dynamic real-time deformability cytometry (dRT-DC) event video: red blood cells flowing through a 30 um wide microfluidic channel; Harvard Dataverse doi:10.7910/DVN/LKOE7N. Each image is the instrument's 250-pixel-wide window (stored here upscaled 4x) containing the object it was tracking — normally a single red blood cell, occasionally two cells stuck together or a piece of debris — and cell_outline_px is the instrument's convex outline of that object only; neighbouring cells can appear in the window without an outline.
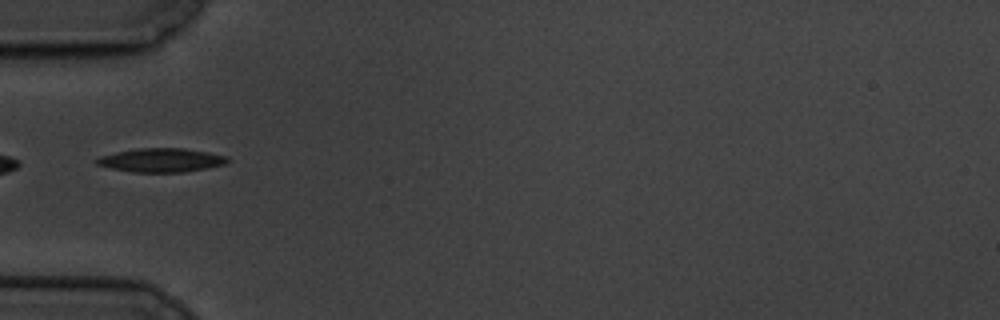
{"species": "common noctule bat (a hibernating species)", "species_latin": "Nyctalus noctula", "temperature_condition": "cold", "stored_images_in_passage": 7, "camera_frame_rate_fps": 3000, "um_per_image_px": 0.085, "animal": {"sex": "male", "body_mass_g": 19.5, "forearm_length_mm": 54.6}, "frame": {"image": 1, "passage_image": 2, "time_ms": 1.333, "image_size_px": [1000, 320], "cell_outline_px": [[228, 160], [224, 164], [208, 168], [184, 172], [132, 172], [112, 168], [96, 164], [92, 160], [100, 156], [116, 152], [140, 148], [184, 148], [208, 152], [228, 156]], "centroid_in_image_um": [13.69, 13.61], "position_along_channel_um": 71.3, "area_um2": 18.15}}
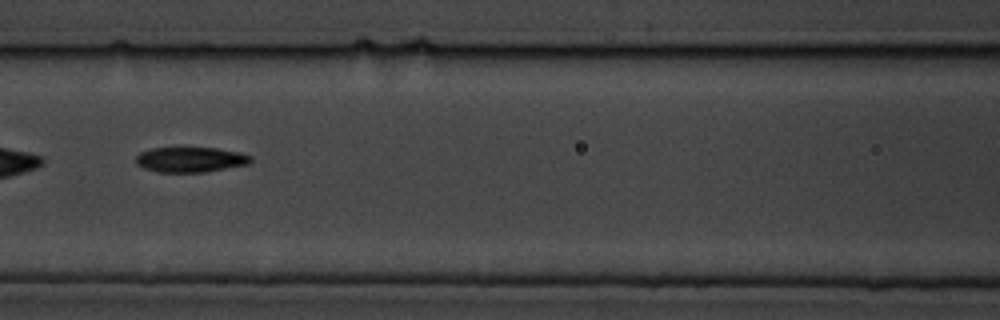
{"frame": {"image": 2, "passage_image": 4, "time_ms": 3.667, "image_size_px": [1000, 320], "cell_outline_px": [[252, 160], [248, 164], [204, 172], [156, 172], [144, 168], [136, 164], [136, 156], [140, 152], [152, 148], [180, 144], [184, 144], [216, 148], [240, 152], [252, 156]], "centroid_in_image_um": [16.15, 13.5], "position_along_channel_um": 150.5, "area_um2": 17.8}}
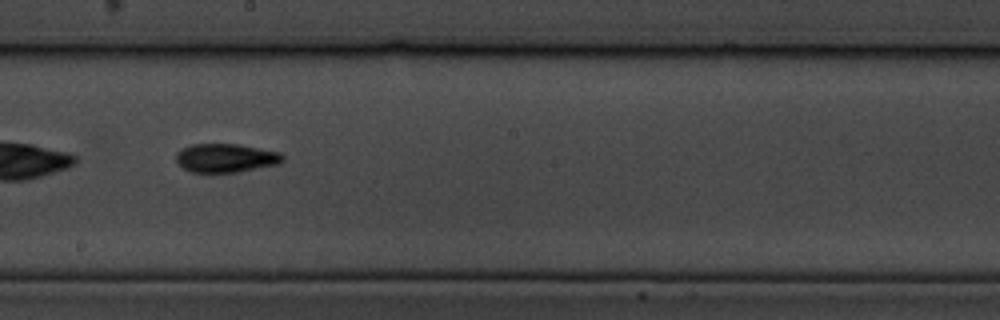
{"frame": {"image": 3, "passage_image": 6, "time_ms": 6.0, "image_size_px": [1000, 320], "cell_outline_px": [[284, 160], [280, 164], [240, 172], [192, 172], [176, 164], [176, 152], [180, 148], [192, 144], [236, 144], [280, 152], [284, 156]], "centroid_in_image_um": [19.18, 13.43], "position_along_channel_um": 229.0, "area_um2": 18.03}}